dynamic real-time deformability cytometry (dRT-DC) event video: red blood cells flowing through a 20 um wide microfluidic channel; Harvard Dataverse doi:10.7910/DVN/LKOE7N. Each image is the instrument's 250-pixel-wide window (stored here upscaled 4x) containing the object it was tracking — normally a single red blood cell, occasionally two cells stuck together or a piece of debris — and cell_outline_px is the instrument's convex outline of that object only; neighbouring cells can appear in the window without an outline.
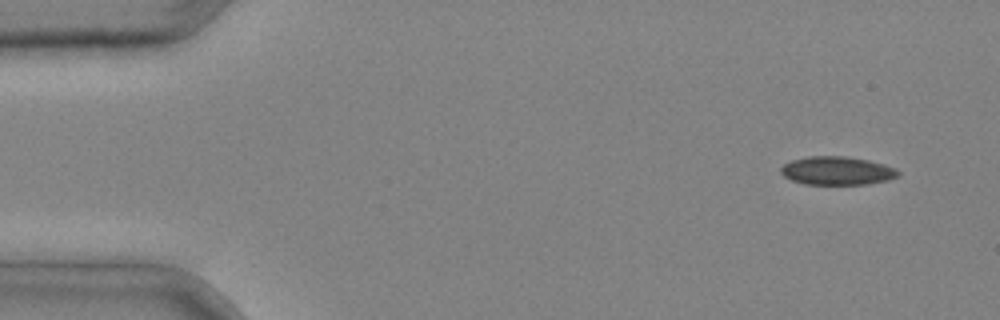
{"species": "common noctule bat (a hibernating species)", "species_latin": "Nyctalus noctula", "temperature_condition": "cold", "stored_images_in_passage": 4, "camera_frame_rate_fps": 3000, "um_per_image_px": 0.085, "animal": {"sex": "male", "body_mass_g": 20.4}, "frame": {"image": 1, "passage_image": 1, "time_ms": 0.0, "image_size_px": [1000, 320], "cell_outline_px": [[900, 176], [888, 180], [868, 184], [804, 184], [792, 180], [784, 176], [780, 172], [780, 168], [784, 164], [792, 160], [808, 156], [844, 156], [868, 160], [884, 164], [896, 168], [900, 172]], "centroid_in_image_um": [71.17, 14.51], "position_along_channel_um": 13.8, "area_um2": 19.48}}
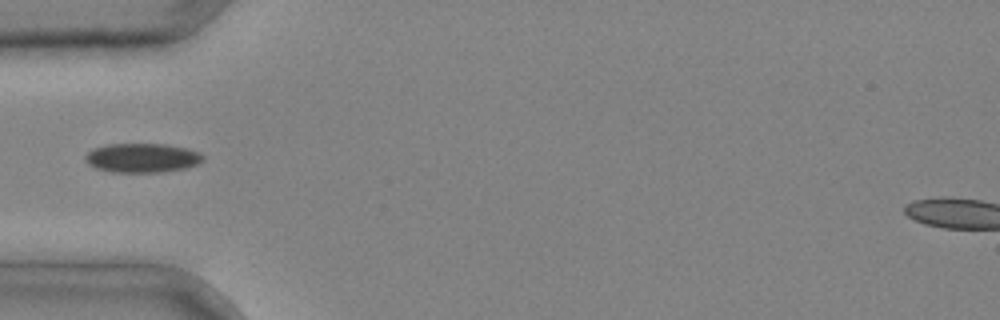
{"frame": {"image": 2, "passage_image": 4, "time_ms": 1.0, "image_size_px": [1000, 320], "cell_outline_px": [[204, 160], [196, 164], [184, 168], [160, 172], [112, 172], [96, 168], [88, 164], [84, 156], [92, 148], [108, 144], [164, 144], [188, 148], [200, 152], [204, 156]], "centroid_in_image_um": [12.08, 13.41], "position_along_channel_um": 72.9, "area_um2": 20.06}}